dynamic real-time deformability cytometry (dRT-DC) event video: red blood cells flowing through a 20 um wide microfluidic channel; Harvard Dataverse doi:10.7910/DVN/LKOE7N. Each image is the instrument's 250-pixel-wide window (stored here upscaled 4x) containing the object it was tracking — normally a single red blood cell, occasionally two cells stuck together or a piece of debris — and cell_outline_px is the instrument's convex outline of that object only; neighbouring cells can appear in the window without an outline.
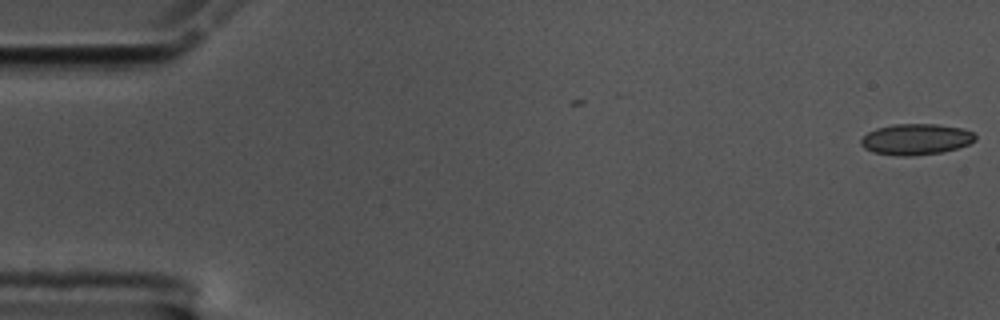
{"species": "common noctule bat (a hibernating species)", "species_latin": "Nyctalus noctula", "temperature_condition": "cold", "stored_images_in_passage": 2, "camera_frame_rate_fps": 3000, "um_per_image_px": 0.085, "animal": {"sex": "male", "body_mass_g": 17.5, "forearm_length_mm": 52.3}, "frame": {"image": 1, "passage_image": 2, "time_ms": 0.333, "image_size_px": [1000, 320], "cell_outline_px": [[976, 140], [968, 144], [944, 152], [912, 156], [900, 156], [872, 152], [864, 148], [860, 144], [860, 140], [868, 132], [876, 128], [892, 124], [936, 124], [960, 128], [972, 132], [976, 136]], "centroid_in_image_um": [77.83, 11.84], "position_along_channel_um": 7.2, "area_um2": 20.69}}